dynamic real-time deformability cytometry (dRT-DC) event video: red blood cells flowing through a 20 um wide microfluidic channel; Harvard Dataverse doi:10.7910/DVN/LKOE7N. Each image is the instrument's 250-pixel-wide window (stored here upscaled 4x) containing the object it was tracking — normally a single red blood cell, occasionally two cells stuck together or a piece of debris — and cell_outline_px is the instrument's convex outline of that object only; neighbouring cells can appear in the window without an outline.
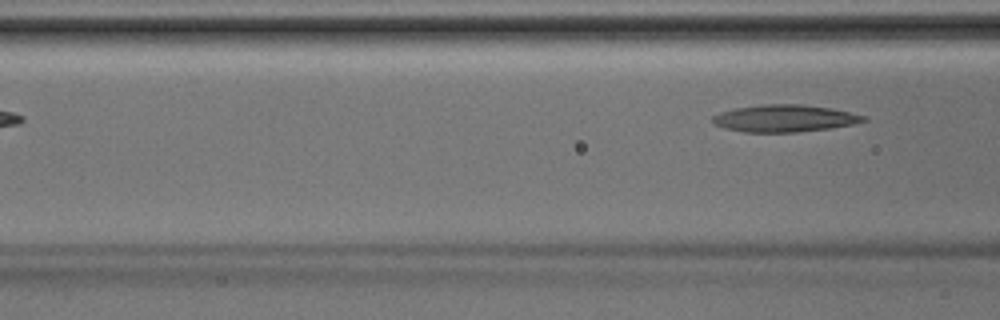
{"species": "Egyptian fruit bat (a non-hibernating species)", "species_latin": "Rousettus aegyptiacus", "temperature_condition": "room temperature", "stored_images_in_passage": 4, "camera_frame_rate_fps": 3000, "um_per_image_px": 0.085, "animal": {"sex": "male"}, "frame": {"image": 1, "passage_image": 4, "time_ms": 1.0, "image_size_px": [1000, 320], "cell_outline_px": [[868, 120], [852, 124], [832, 128], [796, 132], [744, 132], [724, 128], [712, 124], [712, 116], [720, 112], [736, 108], [764, 104], [804, 104], [832, 108], [864, 116]], "centroid_in_image_um": [66.65, 10.06], "position_along_channel_um": 99.9, "area_um2": 23.87}}